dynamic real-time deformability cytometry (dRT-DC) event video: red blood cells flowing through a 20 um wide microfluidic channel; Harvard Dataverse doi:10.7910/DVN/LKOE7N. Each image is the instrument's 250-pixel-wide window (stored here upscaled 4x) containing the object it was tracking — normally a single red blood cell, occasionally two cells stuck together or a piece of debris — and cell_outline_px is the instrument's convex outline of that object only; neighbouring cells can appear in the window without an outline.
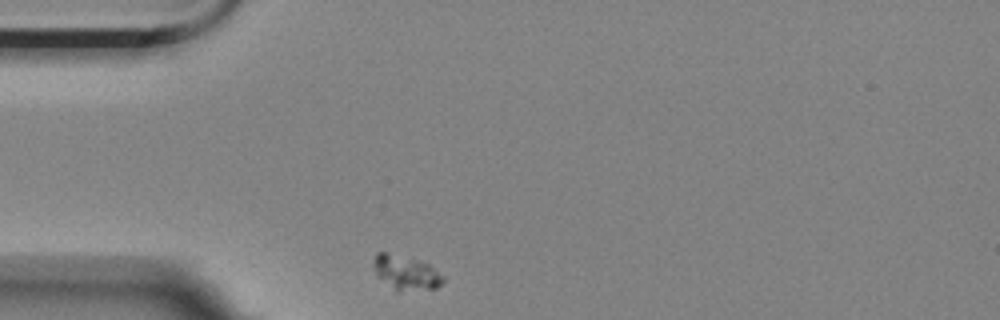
{"species": "Egyptian fruit bat (a non-hibernating species)", "species_latin": "Rousettus aegyptiacus", "temperature_condition": "room temperature", "stored_images_in_passage": 7, "camera_frame_rate_fps": 3000, "um_per_image_px": 0.085, "animal": {"sex": "female"}, "frame": {"image": 1, "passage_image": 1, "time_ms": 0.0, "image_size_px": [1000, 320], "cell_outline_px": [[444, 280], [436, 288], [400, 292], [396, 292], [376, 276], [372, 264], [376, 252], [388, 252], [416, 260], [428, 264], [444, 276]], "centroid_in_image_um": [34.45, 23.2], "position_along_channel_um": 50.5, "area_um2": 14.1}}
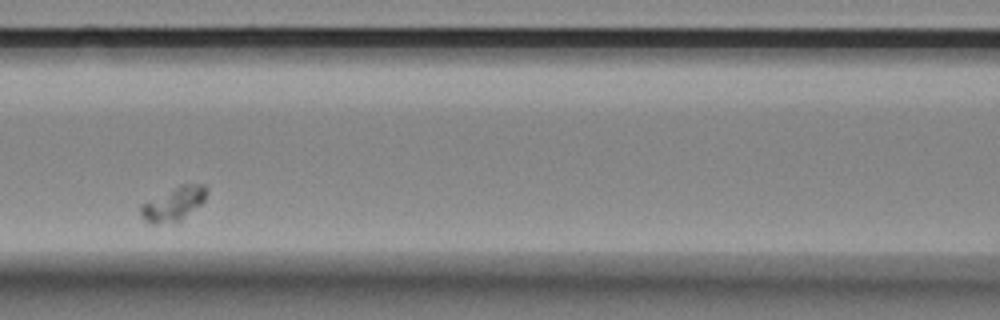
{"frame": {"image": 2, "passage_image": 4, "time_ms": 1.0, "image_size_px": [1000, 320], "cell_outline_px": [[208, 192], [204, 200], [200, 204], [180, 220], [156, 224], [148, 224], [140, 216], [140, 204], [180, 184], [204, 184], [208, 188]], "centroid_in_image_um": [14.73, 17.31], "position_along_channel_um": 151.9, "area_um2": 12.95}}
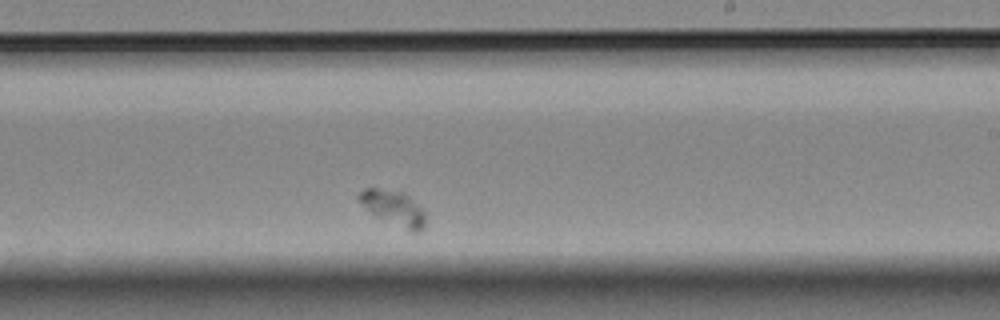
{"frame": {"image": 3, "passage_image": 7, "time_ms": 2.0, "image_size_px": [1000, 320], "cell_outline_px": [[424, 224], [420, 232], [412, 232], [376, 216], [356, 196], [364, 188], [376, 188], [404, 192], [424, 212]], "centroid_in_image_um": [33.46, 17.67], "position_along_channel_um": 255.5, "area_um2": 13.01}}